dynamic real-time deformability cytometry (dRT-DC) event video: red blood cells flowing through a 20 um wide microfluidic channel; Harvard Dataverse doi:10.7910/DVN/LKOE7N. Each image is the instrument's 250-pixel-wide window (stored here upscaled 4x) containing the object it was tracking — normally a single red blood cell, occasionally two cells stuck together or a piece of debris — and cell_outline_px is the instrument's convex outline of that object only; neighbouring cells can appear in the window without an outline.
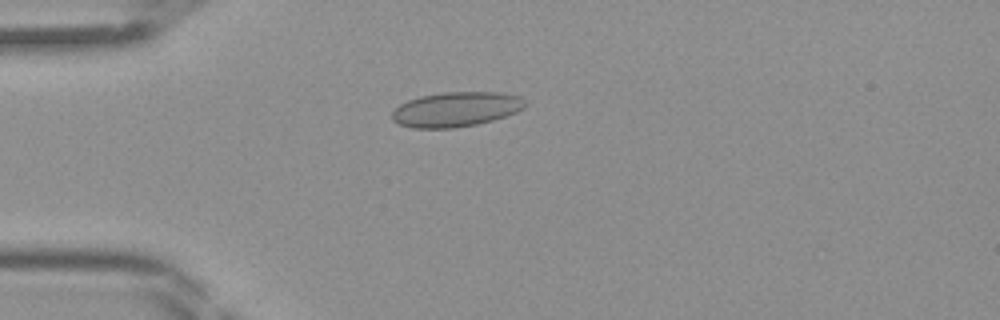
{"species": "Egyptian fruit bat (a non-hibernating species)", "species_latin": "Rousettus aegyptiacus", "temperature_condition": "room temperature", "stored_images_in_passage": 44, "camera_frame_rate_fps": 3000, "um_per_image_px": 0.085, "frame": {"image": 1, "passage_image": 12, "time_ms": 3.667, "image_size_px": [1000, 320], "cell_outline_px": [[524, 108], [516, 112], [492, 120], [476, 124], [452, 128], [412, 128], [400, 124], [392, 120], [392, 112], [400, 104], [408, 100], [420, 96], [444, 92], [500, 92], [520, 96], [524, 100]], "centroid_in_image_um": [38.74, 9.29], "position_along_channel_um": 46.3, "area_um2": 26.82}}
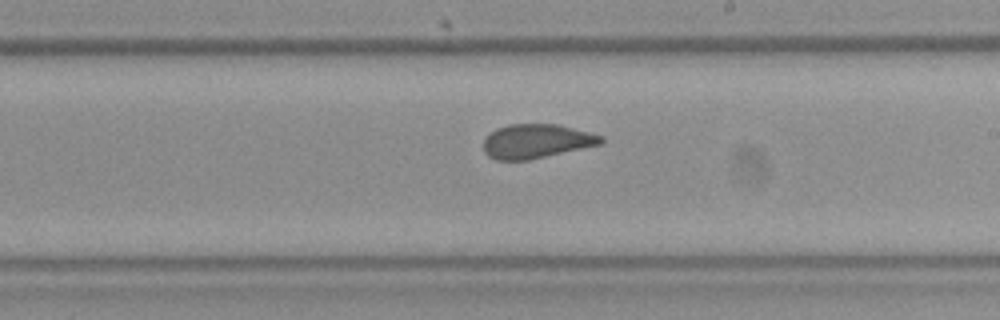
{"frame": {"image": 2, "passage_image": 26, "time_ms": 8.333, "image_size_px": [1000, 320], "cell_outline_px": [[604, 140], [600, 144], [528, 160], [496, 160], [488, 156], [484, 152], [484, 136], [488, 132], [496, 128], [508, 124], [556, 124], [604, 136]], "centroid_in_image_um": [45.53, 11.99], "position_along_channel_um": 243.5, "area_um2": 23.35}}
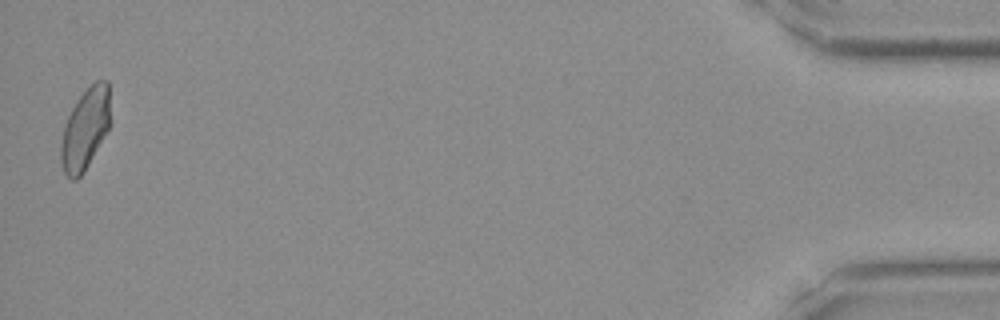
{"frame": {"image": 3, "passage_image": 44, "time_ms": 14.333, "image_size_px": [1000, 320], "cell_outline_px": [[108, 128], [84, 172], [76, 180], [72, 180], [64, 172], [60, 160], [60, 144], [64, 124], [72, 108], [80, 96], [96, 80], [108, 80]], "centroid_in_image_um": [7.19, 10.99], "position_along_channel_um": 428.0, "area_um2": 22.77}}